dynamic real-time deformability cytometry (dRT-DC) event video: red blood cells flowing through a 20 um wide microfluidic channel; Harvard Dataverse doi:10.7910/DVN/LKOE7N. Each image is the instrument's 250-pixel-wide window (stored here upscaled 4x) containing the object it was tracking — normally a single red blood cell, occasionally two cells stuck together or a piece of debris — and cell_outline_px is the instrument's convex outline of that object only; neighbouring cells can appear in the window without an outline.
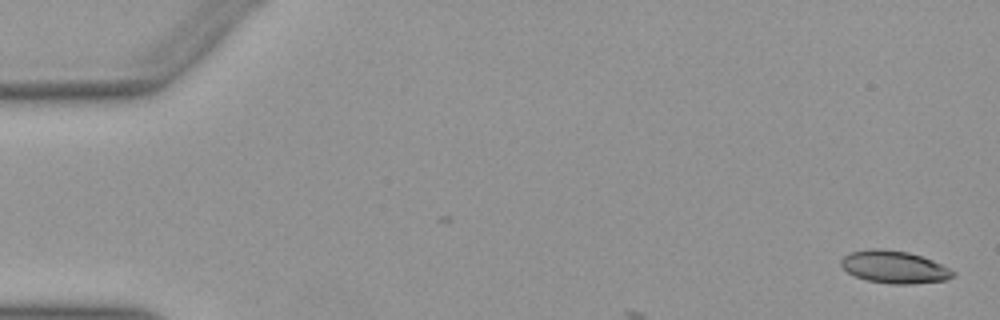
{"species": "Egyptian fruit bat (a non-hibernating species)", "species_latin": "Rousettus aegyptiacus", "temperature_condition": "warm", "stored_images_in_passage": 5, "camera_frame_rate_fps": 3000, "um_per_image_px": 0.085, "animal": {"sex": "female"}, "frame": {"image": 1, "passage_image": 1, "time_ms": 0.0, "image_size_px": [1000, 320], "cell_outline_px": [[956, 272], [948, 280], [912, 284], [892, 284], [868, 280], [856, 276], [848, 272], [840, 264], [840, 260], [844, 256], [852, 252], [868, 248], [884, 248], [908, 252], [932, 260]], "centroid_in_image_um": [76.01, 22.69], "position_along_channel_um": 9.0, "area_um2": 21.1}}